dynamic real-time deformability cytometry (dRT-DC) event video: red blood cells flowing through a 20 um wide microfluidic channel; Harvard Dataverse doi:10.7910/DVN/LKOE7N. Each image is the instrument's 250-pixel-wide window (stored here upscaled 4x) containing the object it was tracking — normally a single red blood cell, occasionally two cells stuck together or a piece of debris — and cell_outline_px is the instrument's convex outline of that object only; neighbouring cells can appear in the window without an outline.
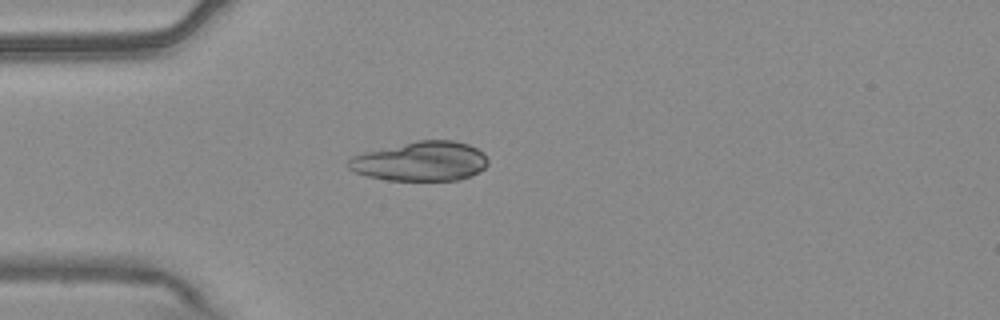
{"species": "common noctule bat (a hibernating species)", "species_latin": "Nyctalus noctula", "temperature_condition": "warm", "stored_images_in_passage": 40, "camera_frame_rate_fps": 3000, "um_per_image_px": 0.085, "animal": {"sex": "male", "body_mass_g": 20.4}, "frame": {"image": 1, "passage_image": 1, "time_ms": 0.0, "image_size_px": [1000, 320], "cell_outline_px": [[488, 164], [480, 172], [472, 176], [460, 180], [388, 180], [368, 176], [356, 172], [348, 168], [348, 160], [352, 156], [364, 152], [416, 140], [452, 140], [468, 144], [484, 152], [488, 160]], "centroid_in_image_um": [35.79, 13.71], "position_along_channel_um": 49.2, "area_um2": 32.25}}
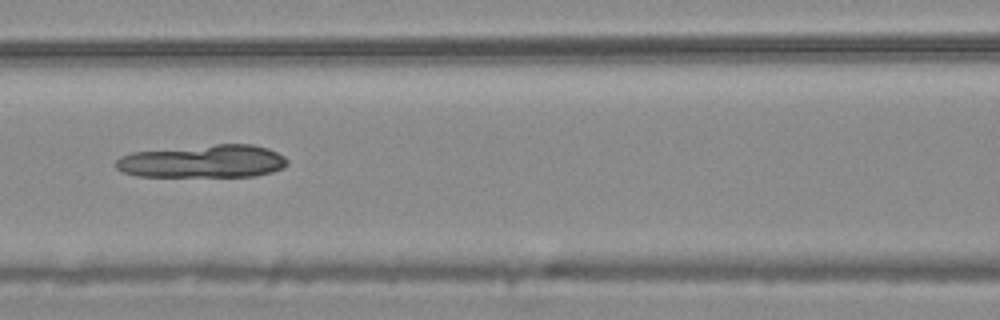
{"frame": {"image": 2, "passage_image": 10, "time_ms": 3.0, "image_size_px": [1000, 320], "cell_outline_px": [[288, 164], [284, 168], [272, 172], [256, 176], [136, 176], [124, 172], [116, 168], [116, 160], [120, 156], [132, 152], [216, 144], [252, 144], [268, 148], [284, 156], [288, 160]], "centroid_in_image_um": [17.29, 13.71], "position_along_channel_um": 149.3, "area_um2": 32.95}}
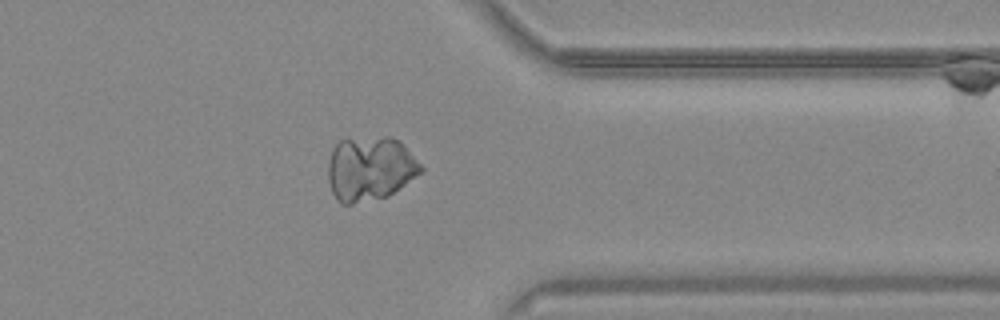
{"frame": {"image": 3, "passage_image": 29, "time_ms": 9.333, "image_size_px": [1000, 320], "cell_outline_px": [[424, 168], [420, 172], [388, 196], [352, 204], [340, 204], [336, 200], [332, 192], [328, 180], [328, 164], [332, 148], [340, 140], [384, 136], [388, 136], [400, 140]], "centroid_in_image_um": [31.42, 14.33], "position_along_channel_um": 380.0, "area_um2": 34.74}}